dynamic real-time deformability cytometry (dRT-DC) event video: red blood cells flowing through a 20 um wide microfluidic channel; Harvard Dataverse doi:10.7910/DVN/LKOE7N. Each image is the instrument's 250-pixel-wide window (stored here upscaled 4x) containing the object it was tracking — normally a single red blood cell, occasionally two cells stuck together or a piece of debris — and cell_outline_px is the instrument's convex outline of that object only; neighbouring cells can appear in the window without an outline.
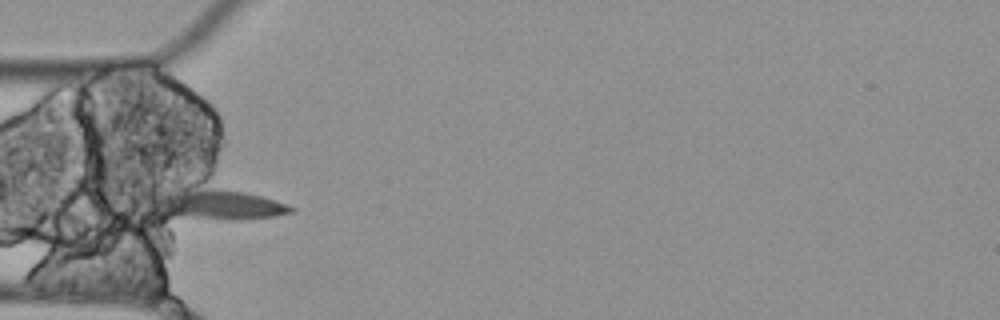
{"species": "Egyptian fruit bat (a non-hibernating species)", "species_latin": "Rousettus aegyptiacus", "temperature_condition": "cold", "stored_images_in_passage": 7, "camera_frame_rate_fps": 3000, "um_per_image_px": 0.085, "animal": {"sex": "female"}, "frame": {"image": 1, "passage_image": 4, "time_ms": 1.0, "image_size_px": [1000, 320], "cell_outline_px": [[296, 208], [292, 212], [276, 216], [168, 216], [144, 204], [144, 196], [148, 192], [204, 172]], "centroid_in_image_um": [18.03, 16.95], "position_along_channel_um": 67.0, "area_um2": 30.23}}
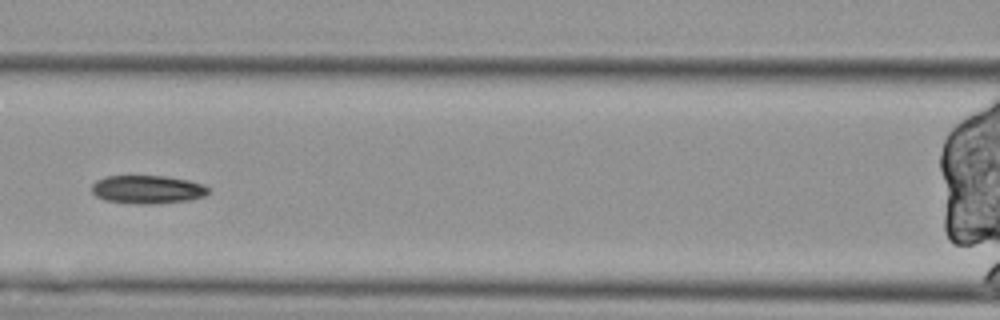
{"frame": {"image": 2, "passage_image": 6, "time_ms": 1.667, "image_size_px": [1000, 320], "cell_outline_px": [[208, 192], [204, 196], [188, 200], [152, 204], [136, 204], [104, 200], [96, 196], [92, 192], [92, 184], [96, 180], [104, 176], [168, 176], [188, 180], [204, 184], [208, 188]], "centroid_in_image_um": [12.51, 16.1], "position_along_channel_um": 154.1, "area_um2": 19.31}}
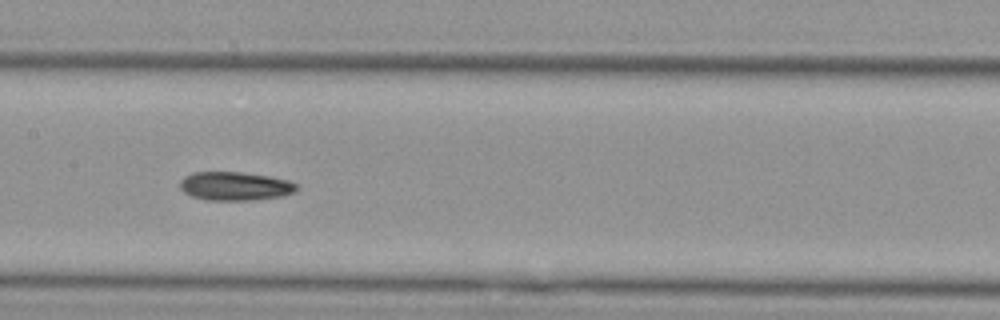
{"frame": {"image": 3, "passage_image": 7, "time_ms": 2.0, "image_size_px": [1000, 320], "cell_outline_px": [[296, 192], [280, 196], [252, 200], [208, 200], [192, 196], [184, 192], [180, 188], [180, 180], [184, 176], [192, 172], [240, 172], [268, 176], [288, 180], [296, 184]], "centroid_in_image_um": [19.94, 15.81], "position_along_channel_um": 187.5, "area_um2": 19.36}}